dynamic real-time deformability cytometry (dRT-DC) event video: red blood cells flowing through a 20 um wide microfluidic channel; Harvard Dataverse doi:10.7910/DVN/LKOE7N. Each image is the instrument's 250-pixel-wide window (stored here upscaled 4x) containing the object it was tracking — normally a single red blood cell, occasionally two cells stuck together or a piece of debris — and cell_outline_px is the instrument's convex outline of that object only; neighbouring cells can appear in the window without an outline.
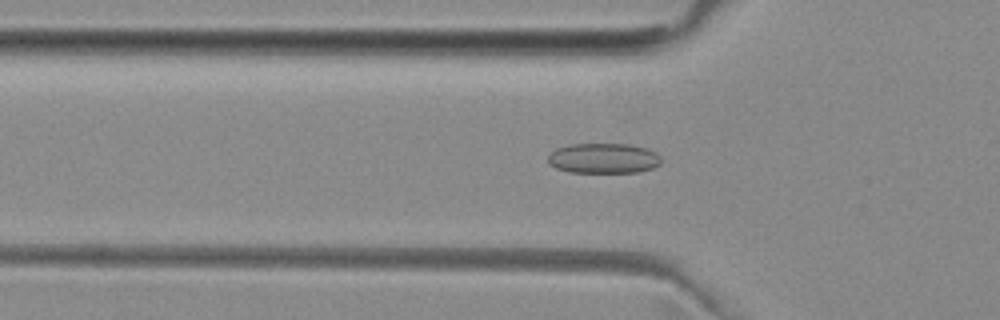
{"species": "common noctule bat (a hibernating species)", "species_latin": "Nyctalus noctula", "temperature_condition": "room temperature", "stored_images_in_passage": 48, "camera_frame_rate_fps": 3000, "um_per_image_px": 0.085, "animal": {"sex": "female", "body_mass_g": 29.2, "forearm_length_mm": 56.3}, "frame": {"image": 1, "passage_image": 13, "time_ms": 4.0, "image_size_px": [1000, 320], "cell_outline_px": [[660, 164], [652, 168], [640, 172], [572, 172], [556, 168], [548, 164], [548, 156], [556, 148], [572, 144], [628, 144], [648, 148], [656, 152], [660, 156]], "centroid_in_image_um": [51.31, 13.45], "position_along_channel_um": 74.5, "area_um2": 19.94}}
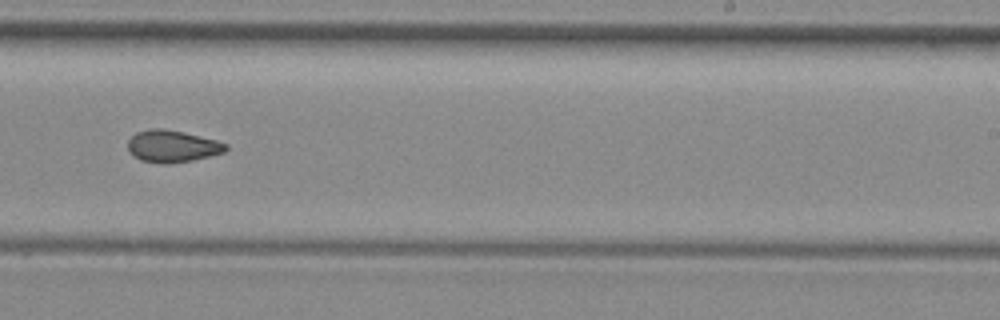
{"frame": {"image": 2, "passage_image": 28, "time_ms": 9.0, "image_size_px": [1000, 320], "cell_outline_px": [[228, 148], [224, 152], [212, 156], [192, 160], [168, 164], [164, 164], [140, 160], [128, 148], [128, 140], [136, 132], [152, 128], [160, 128], [180, 132], [216, 140], [228, 144]], "centroid_in_image_um": [14.66, 12.44], "position_along_channel_um": 274.3, "area_um2": 18.03}}
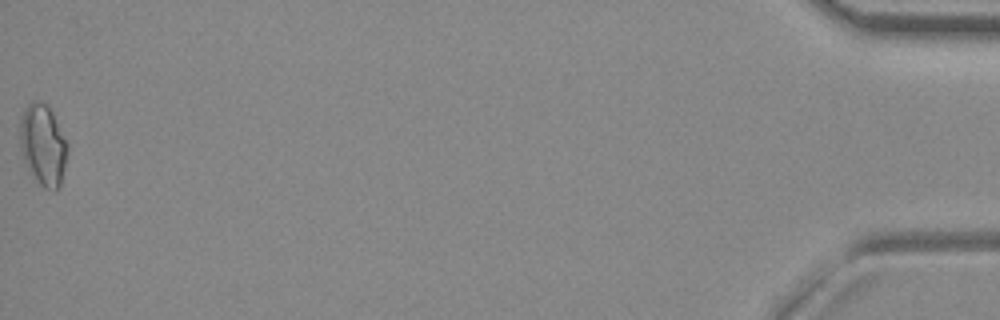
{"frame": {"image": 3, "passage_image": 48, "time_ms": 15.667, "image_size_px": [1000, 320], "cell_outline_px": [[68, 152], [60, 188], [44, 188], [28, 172], [20, 148], [20, 120], [28, 104], [32, 100], [40, 100], [52, 112], [68, 144]], "centroid_in_image_um": [3.65, 12.33], "position_along_channel_um": 431.5, "area_um2": 22.43}, "authors_computed_cell_mechanics": {"area_um2": 18.5827, "velocity_mm_per_s": 3.9903, "shape_relaxation_time_tau1_ms": null, "shape_relaxation_time_tau2_ms": 2.5797, "deformation_change_tau1": null, "deformation_change_tau2": 0.0822}}